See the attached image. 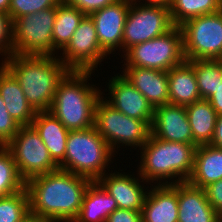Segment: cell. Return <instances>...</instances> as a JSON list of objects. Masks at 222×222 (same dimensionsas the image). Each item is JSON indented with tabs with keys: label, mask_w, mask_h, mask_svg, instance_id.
Instances as JSON below:
<instances>
[{
	"label": "cell",
	"mask_w": 222,
	"mask_h": 222,
	"mask_svg": "<svg viewBox=\"0 0 222 222\" xmlns=\"http://www.w3.org/2000/svg\"><path fill=\"white\" fill-rule=\"evenodd\" d=\"M106 222H142V213L118 208L108 216Z\"/></svg>",
	"instance_id": "obj_36"
},
{
	"label": "cell",
	"mask_w": 222,
	"mask_h": 222,
	"mask_svg": "<svg viewBox=\"0 0 222 222\" xmlns=\"http://www.w3.org/2000/svg\"><path fill=\"white\" fill-rule=\"evenodd\" d=\"M207 199L215 211L222 214V179L204 187Z\"/></svg>",
	"instance_id": "obj_35"
},
{
	"label": "cell",
	"mask_w": 222,
	"mask_h": 222,
	"mask_svg": "<svg viewBox=\"0 0 222 222\" xmlns=\"http://www.w3.org/2000/svg\"><path fill=\"white\" fill-rule=\"evenodd\" d=\"M141 213L142 222H178V183L152 185Z\"/></svg>",
	"instance_id": "obj_18"
},
{
	"label": "cell",
	"mask_w": 222,
	"mask_h": 222,
	"mask_svg": "<svg viewBox=\"0 0 222 222\" xmlns=\"http://www.w3.org/2000/svg\"><path fill=\"white\" fill-rule=\"evenodd\" d=\"M222 179V148L211 144L196 147L194 165L187 182L195 187L204 188Z\"/></svg>",
	"instance_id": "obj_23"
},
{
	"label": "cell",
	"mask_w": 222,
	"mask_h": 222,
	"mask_svg": "<svg viewBox=\"0 0 222 222\" xmlns=\"http://www.w3.org/2000/svg\"><path fill=\"white\" fill-rule=\"evenodd\" d=\"M148 100L153 108L169 104L166 71L126 66L122 74Z\"/></svg>",
	"instance_id": "obj_17"
},
{
	"label": "cell",
	"mask_w": 222,
	"mask_h": 222,
	"mask_svg": "<svg viewBox=\"0 0 222 222\" xmlns=\"http://www.w3.org/2000/svg\"><path fill=\"white\" fill-rule=\"evenodd\" d=\"M31 126L43 140L53 161L59 166L64 161L69 131L49 111L37 112Z\"/></svg>",
	"instance_id": "obj_21"
},
{
	"label": "cell",
	"mask_w": 222,
	"mask_h": 222,
	"mask_svg": "<svg viewBox=\"0 0 222 222\" xmlns=\"http://www.w3.org/2000/svg\"><path fill=\"white\" fill-rule=\"evenodd\" d=\"M18 81L36 112L49 111L59 83L70 72L57 56L13 54L1 63Z\"/></svg>",
	"instance_id": "obj_2"
},
{
	"label": "cell",
	"mask_w": 222,
	"mask_h": 222,
	"mask_svg": "<svg viewBox=\"0 0 222 222\" xmlns=\"http://www.w3.org/2000/svg\"><path fill=\"white\" fill-rule=\"evenodd\" d=\"M68 5L74 6L85 15L100 10L108 5L115 3L117 0H62Z\"/></svg>",
	"instance_id": "obj_34"
},
{
	"label": "cell",
	"mask_w": 222,
	"mask_h": 222,
	"mask_svg": "<svg viewBox=\"0 0 222 222\" xmlns=\"http://www.w3.org/2000/svg\"><path fill=\"white\" fill-rule=\"evenodd\" d=\"M93 71H70L59 83L49 110L68 131L85 130L95 125V109L103 94L87 85Z\"/></svg>",
	"instance_id": "obj_4"
},
{
	"label": "cell",
	"mask_w": 222,
	"mask_h": 222,
	"mask_svg": "<svg viewBox=\"0 0 222 222\" xmlns=\"http://www.w3.org/2000/svg\"><path fill=\"white\" fill-rule=\"evenodd\" d=\"M219 10V0H173L169 7L175 26H180L193 17L215 13Z\"/></svg>",
	"instance_id": "obj_28"
},
{
	"label": "cell",
	"mask_w": 222,
	"mask_h": 222,
	"mask_svg": "<svg viewBox=\"0 0 222 222\" xmlns=\"http://www.w3.org/2000/svg\"><path fill=\"white\" fill-rule=\"evenodd\" d=\"M178 222H219V214L210 205L204 188L187 181L178 183Z\"/></svg>",
	"instance_id": "obj_19"
},
{
	"label": "cell",
	"mask_w": 222,
	"mask_h": 222,
	"mask_svg": "<svg viewBox=\"0 0 222 222\" xmlns=\"http://www.w3.org/2000/svg\"><path fill=\"white\" fill-rule=\"evenodd\" d=\"M169 104L187 106L201 99L193 66L184 61L167 71Z\"/></svg>",
	"instance_id": "obj_22"
},
{
	"label": "cell",
	"mask_w": 222,
	"mask_h": 222,
	"mask_svg": "<svg viewBox=\"0 0 222 222\" xmlns=\"http://www.w3.org/2000/svg\"><path fill=\"white\" fill-rule=\"evenodd\" d=\"M196 147L195 144L165 141L151 134L140 149L138 178L148 183L159 180L158 185L186 182L193 171ZM161 180L166 181L162 183Z\"/></svg>",
	"instance_id": "obj_3"
},
{
	"label": "cell",
	"mask_w": 222,
	"mask_h": 222,
	"mask_svg": "<svg viewBox=\"0 0 222 222\" xmlns=\"http://www.w3.org/2000/svg\"><path fill=\"white\" fill-rule=\"evenodd\" d=\"M61 61L70 71H93L108 57L97 39L95 23L85 15L63 49ZM104 57V58H103ZM102 59V60H101Z\"/></svg>",
	"instance_id": "obj_12"
},
{
	"label": "cell",
	"mask_w": 222,
	"mask_h": 222,
	"mask_svg": "<svg viewBox=\"0 0 222 222\" xmlns=\"http://www.w3.org/2000/svg\"><path fill=\"white\" fill-rule=\"evenodd\" d=\"M24 188L25 182L19 176L10 152L0 146V197L14 194Z\"/></svg>",
	"instance_id": "obj_30"
},
{
	"label": "cell",
	"mask_w": 222,
	"mask_h": 222,
	"mask_svg": "<svg viewBox=\"0 0 222 222\" xmlns=\"http://www.w3.org/2000/svg\"><path fill=\"white\" fill-rule=\"evenodd\" d=\"M123 66H135L169 71L185 61L183 34L175 26L166 34L130 47L124 54Z\"/></svg>",
	"instance_id": "obj_7"
},
{
	"label": "cell",
	"mask_w": 222,
	"mask_h": 222,
	"mask_svg": "<svg viewBox=\"0 0 222 222\" xmlns=\"http://www.w3.org/2000/svg\"><path fill=\"white\" fill-rule=\"evenodd\" d=\"M134 1H136V0H134ZM147 1L148 2L145 1L144 4H146V5H161V6H165V7L169 8L173 0H147Z\"/></svg>",
	"instance_id": "obj_39"
},
{
	"label": "cell",
	"mask_w": 222,
	"mask_h": 222,
	"mask_svg": "<svg viewBox=\"0 0 222 222\" xmlns=\"http://www.w3.org/2000/svg\"><path fill=\"white\" fill-rule=\"evenodd\" d=\"M185 60H222V11L193 17L180 25Z\"/></svg>",
	"instance_id": "obj_8"
},
{
	"label": "cell",
	"mask_w": 222,
	"mask_h": 222,
	"mask_svg": "<svg viewBox=\"0 0 222 222\" xmlns=\"http://www.w3.org/2000/svg\"><path fill=\"white\" fill-rule=\"evenodd\" d=\"M151 134L169 142L194 144L185 106L167 104L155 107Z\"/></svg>",
	"instance_id": "obj_15"
},
{
	"label": "cell",
	"mask_w": 222,
	"mask_h": 222,
	"mask_svg": "<svg viewBox=\"0 0 222 222\" xmlns=\"http://www.w3.org/2000/svg\"><path fill=\"white\" fill-rule=\"evenodd\" d=\"M145 180L138 179L133 175H126L116 172L104 174L97 182L110 194L117 203L119 209H126L132 211H141L147 191L142 187L141 182ZM140 182V183H139Z\"/></svg>",
	"instance_id": "obj_16"
},
{
	"label": "cell",
	"mask_w": 222,
	"mask_h": 222,
	"mask_svg": "<svg viewBox=\"0 0 222 222\" xmlns=\"http://www.w3.org/2000/svg\"><path fill=\"white\" fill-rule=\"evenodd\" d=\"M131 2L132 0H117L90 14L100 47L107 55L122 48L123 30Z\"/></svg>",
	"instance_id": "obj_13"
},
{
	"label": "cell",
	"mask_w": 222,
	"mask_h": 222,
	"mask_svg": "<svg viewBox=\"0 0 222 222\" xmlns=\"http://www.w3.org/2000/svg\"><path fill=\"white\" fill-rule=\"evenodd\" d=\"M57 7L18 17L13 22L14 54L53 55L52 31Z\"/></svg>",
	"instance_id": "obj_10"
},
{
	"label": "cell",
	"mask_w": 222,
	"mask_h": 222,
	"mask_svg": "<svg viewBox=\"0 0 222 222\" xmlns=\"http://www.w3.org/2000/svg\"><path fill=\"white\" fill-rule=\"evenodd\" d=\"M30 214L27 189L0 197V222H22Z\"/></svg>",
	"instance_id": "obj_29"
},
{
	"label": "cell",
	"mask_w": 222,
	"mask_h": 222,
	"mask_svg": "<svg viewBox=\"0 0 222 222\" xmlns=\"http://www.w3.org/2000/svg\"><path fill=\"white\" fill-rule=\"evenodd\" d=\"M4 147L10 152L17 172L25 183L36 176L59 169L32 126H21Z\"/></svg>",
	"instance_id": "obj_9"
},
{
	"label": "cell",
	"mask_w": 222,
	"mask_h": 222,
	"mask_svg": "<svg viewBox=\"0 0 222 222\" xmlns=\"http://www.w3.org/2000/svg\"><path fill=\"white\" fill-rule=\"evenodd\" d=\"M91 179L57 169L25 183L30 214L51 222H73Z\"/></svg>",
	"instance_id": "obj_1"
},
{
	"label": "cell",
	"mask_w": 222,
	"mask_h": 222,
	"mask_svg": "<svg viewBox=\"0 0 222 222\" xmlns=\"http://www.w3.org/2000/svg\"><path fill=\"white\" fill-rule=\"evenodd\" d=\"M109 100L115 109L130 118L146 121L152 126L154 108L148 100L123 75L113 76L108 83Z\"/></svg>",
	"instance_id": "obj_14"
},
{
	"label": "cell",
	"mask_w": 222,
	"mask_h": 222,
	"mask_svg": "<svg viewBox=\"0 0 222 222\" xmlns=\"http://www.w3.org/2000/svg\"><path fill=\"white\" fill-rule=\"evenodd\" d=\"M4 59L14 54L13 46V21L9 14L0 11V54ZM4 53V54H3ZM8 54V55H7Z\"/></svg>",
	"instance_id": "obj_32"
},
{
	"label": "cell",
	"mask_w": 222,
	"mask_h": 222,
	"mask_svg": "<svg viewBox=\"0 0 222 222\" xmlns=\"http://www.w3.org/2000/svg\"><path fill=\"white\" fill-rule=\"evenodd\" d=\"M207 100L210 102L217 115H222V83H220L216 93L211 95Z\"/></svg>",
	"instance_id": "obj_37"
},
{
	"label": "cell",
	"mask_w": 222,
	"mask_h": 222,
	"mask_svg": "<svg viewBox=\"0 0 222 222\" xmlns=\"http://www.w3.org/2000/svg\"><path fill=\"white\" fill-rule=\"evenodd\" d=\"M0 96L10 116L20 126H31L37 112L27 102L18 81L3 65L0 66Z\"/></svg>",
	"instance_id": "obj_20"
},
{
	"label": "cell",
	"mask_w": 222,
	"mask_h": 222,
	"mask_svg": "<svg viewBox=\"0 0 222 222\" xmlns=\"http://www.w3.org/2000/svg\"><path fill=\"white\" fill-rule=\"evenodd\" d=\"M85 16L79 9L61 1L57 5L56 17L52 31L54 56L56 50H63Z\"/></svg>",
	"instance_id": "obj_26"
},
{
	"label": "cell",
	"mask_w": 222,
	"mask_h": 222,
	"mask_svg": "<svg viewBox=\"0 0 222 222\" xmlns=\"http://www.w3.org/2000/svg\"><path fill=\"white\" fill-rule=\"evenodd\" d=\"M94 126L113 152L119 144L140 149L151 135V126L146 121L126 116L102 96L96 105Z\"/></svg>",
	"instance_id": "obj_6"
},
{
	"label": "cell",
	"mask_w": 222,
	"mask_h": 222,
	"mask_svg": "<svg viewBox=\"0 0 222 222\" xmlns=\"http://www.w3.org/2000/svg\"><path fill=\"white\" fill-rule=\"evenodd\" d=\"M10 0H0V11L9 13Z\"/></svg>",
	"instance_id": "obj_41"
},
{
	"label": "cell",
	"mask_w": 222,
	"mask_h": 222,
	"mask_svg": "<svg viewBox=\"0 0 222 222\" xmlns=\"http://www.w3.org/2000/svg\"><path fill=\"white\" fill-rule=\"evenodd\" d=\"M115 153L95 126L69 131L64 161L59 169L97 181Z\"/></svg>",
	"instance_id": "obj_5"
},
{
	"label": "cell",
	"mask_w": 222,
	"mask_h": 222,
	"mask_svg": "<svg viewBox=\"0 0 222 222\" xmlns=\"http://www.w3.org/2000/svg\"><path fill=\"white\" fill-rule=\"evenodd\" d=\"M220 10L222 11V0H219Z\"/></svg>",
	"instance_id": "obj_42"
},
{
	"label": "cell",
	"mask_w": 222,
	"mask_h": 222,
	"mask_svg": "<svg viewBox=\"0 0 222 222\" xmlns=\"http://www.w3.org/2000/svg\"><path fill=\"white\" fill-rule=\"evenodd\" d=\"M136 2L132 0L125 20L123 53L130 47L162 36L175 27L168 7Z\"/></svg>",
	"instance_id": "obj_11"
},
{
	"label": "cell",
	"mask_w": 222,
	"mask_h": 222,
	"mask_svg": "<svg viewBox=\"0 0 222 222\" xmlns=\"http://www.w3.org/2000/svg\"><path fill=\"white\" fill-rule=\"evenodd\" d=\"M196 146L210 144L214 135L217 113L207 99L185 106Z\"/></svg>",
	"instance_id": "obj_25"
},
{
	"label": "cell",
	"mask_w": 222,
	"mask_h": 222,
	"mask_svg": "<svg viewBox=\"0 0 222 222\" xmlns=\"http://www.w3.org/2000/svg\"><path fill=\"white\" fill-rule=\"evenodd\" d=\"M62 0H10L9 16L14 22L18 17L57 7Z\"/></svg>",
	"instance_id": "obj_31"
},
{
	"label": "cell",
	"mask_w": 222,
	"mask_h": 222,
	"mask_svg": "<svg viewBox=\"0 0 222 222\" xmlns=\"http://www.w3.org/2000/svg\"><path fill=\"white\" fill-rule=\"evenodd\" d=\"M22 222H51V221L29 214Z\"/></svg>",
	"instance_id": "obj_40"
},
{
	"label": "cell",
	"mask_w": 222,
	"mask_h": 222,
	"mask_svg": "<svg viewBox=\"0 0 222 222\" xmlns=\"http://www.w3.org/2000/svg\"><path fill=\"white\" fill-rule=\"evenodd\" d=\"M219 222H222V214L219 215Z\"/></svg>",
	"instance_id": "obj_43"
},
{
	"label": "cell",
	"mask_w": 222,
	"mask_h": 222,
	"mask_svg": "<svg viewBox=\"0 0 222 222\" xmlns=\"http://www.w3.org/2000/svg\"><path fill=\"white\" fill-rule=\"evenodd\" d=\"M187 61L193 66L201 99H208L222 83V60Z\"/></svg>",
	"instance_id": "obj_27"
},
{
	"label": "cell",
	"mask_w": 222,
	"mask_h": 222,
	"mask_svg": "<svg viewBox=\"0 0 222 222\" xmlns=\"http://www.w3.org/2000/svg\"><path fill=\"white\" fill-rule=\"evenodd\" d=\"M210 144L222 148V115L217 116L214 135Z\"/></svg>",
	"instance_id": "obj_38"
},
{
	"label": "cell",
	"mask_w": 222,
	"mask_h": 222,
	"mask_svg": "<svg viewBox=\"0 0 222 222\" xmlns=\"http://www.w3.org/2000/svg\"><path fill=\"white\" fill-rule=\"evenodd\" d=\"M116 209V200L97 181H92L85 191L79 214L73 222H106Z\"/></svg>",
	"instance_id": "obj_24"
},
{
	"label": "cell",
	"mask_w": 222,
	"mask_h": 222,
	"mask_svg": "<svg viewBox=\"0 0 222 222\" xmlns=\"http://www.w3.org/2000/svg\"><path fill=\"white\" fill-rule=\"evenodd\" d=\"M21 126L10 116L0 96V146H5L13 139Z\"/></svg>",
	"instance_id": "obj_33"
}]
</instances>
